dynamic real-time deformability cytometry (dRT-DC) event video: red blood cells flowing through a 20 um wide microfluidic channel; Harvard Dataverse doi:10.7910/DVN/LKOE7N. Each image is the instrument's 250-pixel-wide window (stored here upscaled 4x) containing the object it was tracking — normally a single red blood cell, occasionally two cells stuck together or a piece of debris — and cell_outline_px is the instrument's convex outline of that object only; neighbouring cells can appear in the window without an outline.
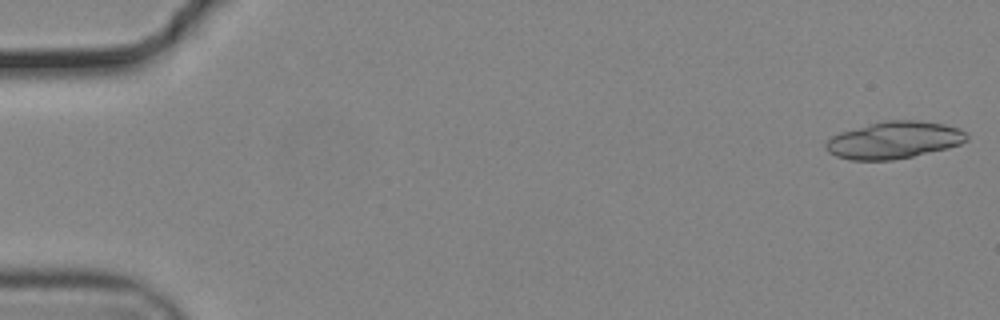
{"species": "common noctule bat (a hibernating species)", "species_latin": "Nyctalus noctula", "temperature_condition": "cold", "stored_images_in_passage": 13, "camera_frame_rate_fps": 3000, "um_per_image_px": 0.085, "animal": {"sex": "male", "body_mass_g": 19.2, "forearm_length_mm": 51.8}, "frame": {"image": 1, "passage_image": 1, "time_ms": 0.0, "image_size_px": [1000, 320], "cell_outline_px": [[968, 140], [960, 144], [948, 148], [912, 156], [892, 160], [848, 160], [836, 156], [828, 152], [824, 148], [824, 144], [832, 136], [840, 132], [868, 124], [884, 120], [916, 120], [944, 124], [960, 128], [968, 136]], "centroid_in_image_um": [75.97, 11.91], "position_along_channel_um": 9.0, "area_um2": 30.58}}